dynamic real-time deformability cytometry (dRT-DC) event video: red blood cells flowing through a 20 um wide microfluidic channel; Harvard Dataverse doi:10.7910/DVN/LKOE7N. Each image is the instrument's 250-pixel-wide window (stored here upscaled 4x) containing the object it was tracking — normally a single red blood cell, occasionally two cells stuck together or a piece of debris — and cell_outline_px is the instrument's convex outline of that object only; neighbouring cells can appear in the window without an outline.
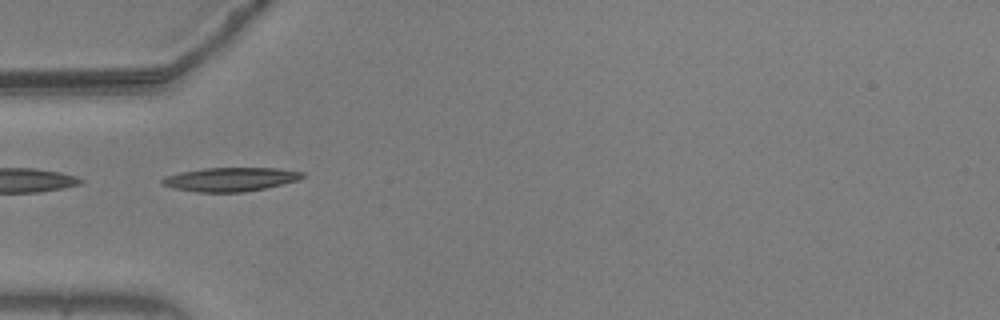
{"species": "common noctule bat (a hibernating species)", "species_latin": "Nyctalus noctula", "temperature_condition": "warm", "stored_images_in_passage": 39, "camera_frame_rate_fps": 3000, "um_per_image_px": 0.085, "animal": {"sex": "male", "body_mass_g": 20.5, "forearm_length_mm": 52.5}, "frame": {"image": 1, "passage_image": 1, "time_ms": 0.0, "image_size_px": [1000, 320], "cell_outline_px": [[304, 176], [300, 180], [264, 188], [244, 192], [196, 192], [172, 188], [160, 184], [160, 180], [168, 176], [180, 172], [204, 168], [276, 168], [304, 172]], "centroid_in_image_um": [19.57, 15.24], "position_along_channel_um": 65.4, "area_um2": 19.48}, "authors_computed_cell_mechanics": {"area_um2": 18.1492, "velocity_mm_per_s": 3.6804, "shape_relaxation_time_tau1_ms": 3.2544, "shape_relaxation_time_tau2_ms": 3.444, "deformation_change_tau1": 0.1417, "deformation_change_tau2": 0.1178}}